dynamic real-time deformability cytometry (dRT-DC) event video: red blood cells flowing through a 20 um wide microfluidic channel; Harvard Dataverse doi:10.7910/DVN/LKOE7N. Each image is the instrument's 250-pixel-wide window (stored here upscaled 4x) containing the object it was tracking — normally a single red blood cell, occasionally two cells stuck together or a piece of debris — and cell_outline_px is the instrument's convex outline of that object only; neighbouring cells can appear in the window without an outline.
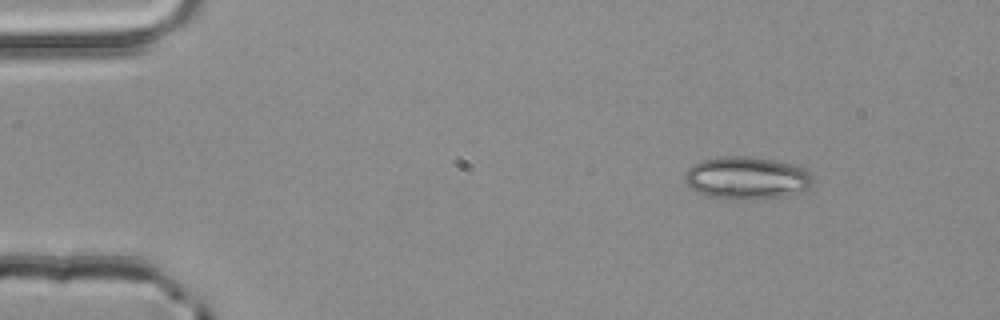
{"species": "common noctule bat (a hibernating species)", "species_latin": "Nyctalus noctula", "temperature_condition": "room temperature", "stored_images_in_passage": 3, "camera_frame_rate_fps": 3000, "um_per_image_px": 0.085, "animal": {"sex": "male", "body_mass_g": 20.4}, "frame": {"image": 1, "passage_image": 1, "time_ms": 0.0, "image_size_px": [1000, 320], "cell_outline_px": [[812, 184], [804, 192], [784, 196], [756, 200], [728, 200], [708, 196], [696, 192], [684, 180], [684, 172], [692, 164], [704, 160], [724, 156], [748, 156], [772, 160], [804, 168], [812, 172]], "centroid_in_image_um": [63.47, 15.16], "position_along_channel_um": 21.5, "area_um2": 32.19}}